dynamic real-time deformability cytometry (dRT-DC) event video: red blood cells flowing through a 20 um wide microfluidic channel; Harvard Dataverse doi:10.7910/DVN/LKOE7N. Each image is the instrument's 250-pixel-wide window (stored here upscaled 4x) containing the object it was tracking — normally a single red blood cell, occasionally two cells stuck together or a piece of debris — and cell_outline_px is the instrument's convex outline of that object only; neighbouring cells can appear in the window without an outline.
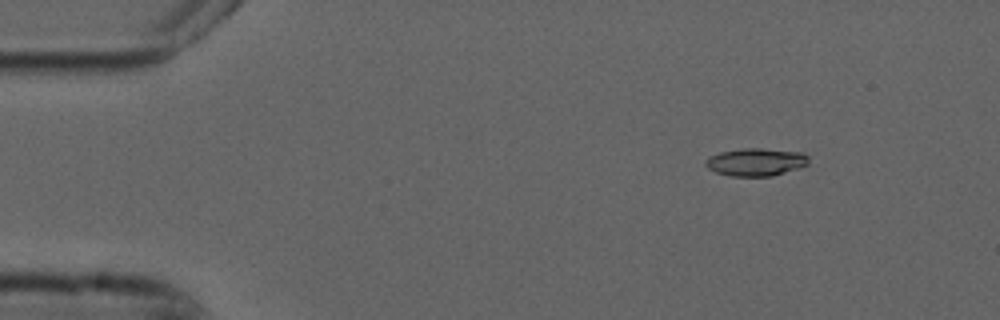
{"species": "common noctule bat (a hibernating species)", "species_latin": "Nyctalus noctula", "temperature_condition": "cold", "stored_images_in_passage": 24, "camera_frame_rate_fps": 3000, "um_per_image_px": 0.085, "animal": {"sex": "male", "forearm_length_mm": 52.5}, "frame": {"image": 1, "passage_image": 6, "time_ms": 1.667, "image_size_px": [1000, 320], "cell_outline_px": [[808, 164], [800, 168], [772, 176], [732, 176], [716, 172], [708, 168], [704, 164], [704, 160], [708, 156], [720, 152], [740, 148], [760, 148], [804, 152], [808, 156]], "centroid_in_image_um": [64.25, 13.76], "position_along_channel_um": 20.8, "area_um2": 16.88}}
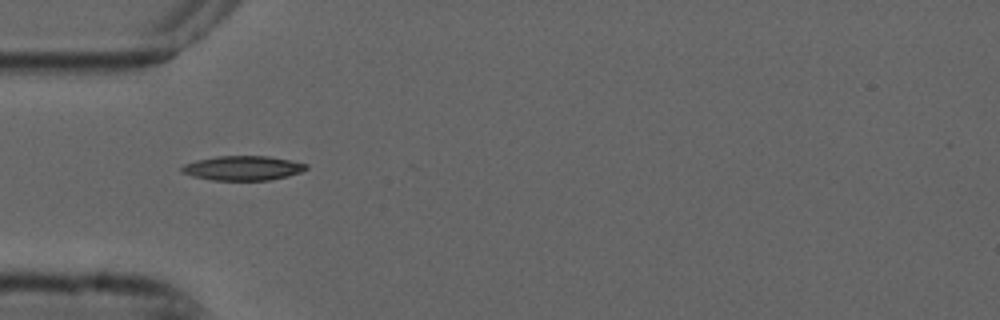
{"frame": {"image": 2, "passage_image": 16, "time_ms": 5.0, "image_size_px": [1000, 320], "cell_outline_px": [[308, 168], [300, 172], [288, 176], [268, 180], [212, 180], [192, 176], [180, 172], [180, 168], [184, 164], [196, 160], [216, 156], [268, 156], [308, 164]], "centroid_in_image_um": [20.6, 14.29], "position_along_channel_um": 64.4, "area_um2": 17.74}}
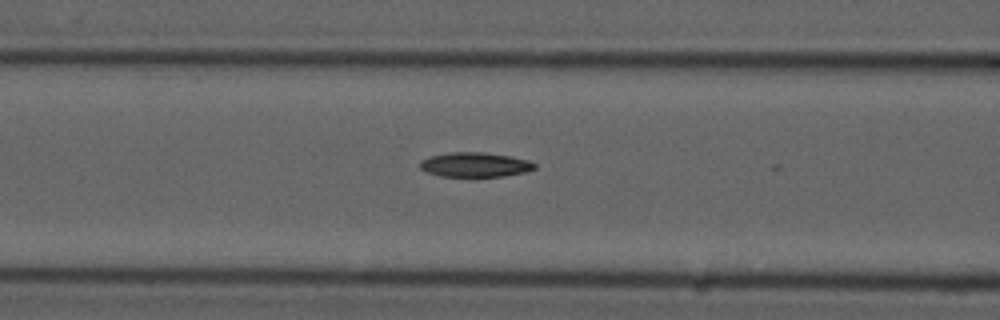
{"frame": {"image": 3, "passage_image": 21, "time_ms": 6.667, "image_size_px": [1000, 320], "cell_outline_px": [[536, 168], [524, 172], [504, 176], [440, 176], [428, 172], [420, 168], [420, 160], [432, 156], [448, 152], [484, 152], [508, 156], [528, 160], [536, 164]], "centroid_in_image_um": [40.37, 13.99], "position_along_channel_um": 126.2, "area_um2": 16.24}}